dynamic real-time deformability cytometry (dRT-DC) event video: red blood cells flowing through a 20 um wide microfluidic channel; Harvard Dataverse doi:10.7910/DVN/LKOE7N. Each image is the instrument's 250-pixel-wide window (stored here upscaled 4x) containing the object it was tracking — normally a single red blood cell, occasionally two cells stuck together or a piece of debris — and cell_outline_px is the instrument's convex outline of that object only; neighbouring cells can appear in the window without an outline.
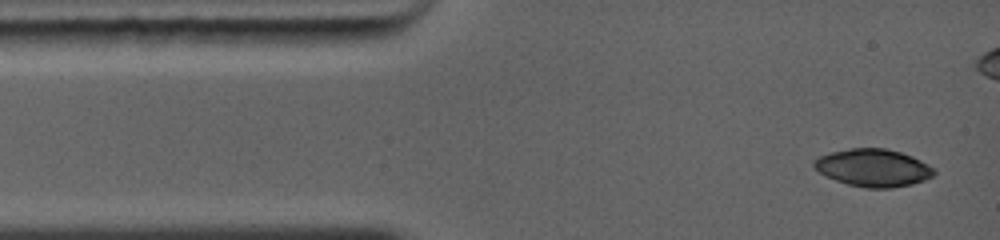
{"species": "common noctule bat (a hibernating species)", "species_latin": "Nyctalus noctula", "temperature_condition": "warm", "stored_images_in_passage": 5, "camera_frame_rate_fps": 5000, "um_per_image_px": 0.085, "animal": {"sex": "female", "body_mass_g": 19.0, "forearm_length_mm": 56.7}, "frame": {"image": 1, "passage_image": 1, "time_ms": 0.0, "image_size_px": [1000, 240], "cell_outline_px": [[936, 172], [932, 176], [924, 180], [912, 184], [892, 188], [864, 188], [848, 184], [836, 180], [820, 172], [812, 164], [812, 160], [820, 156], [832, 152], [848, 148], [884, 148], [900, 152], [912, 156], [936, 168]], "centroid_in_image_um": [74.25, 14.26], "position_along_channel_um": 10.8, "area_um2": 26.24}}